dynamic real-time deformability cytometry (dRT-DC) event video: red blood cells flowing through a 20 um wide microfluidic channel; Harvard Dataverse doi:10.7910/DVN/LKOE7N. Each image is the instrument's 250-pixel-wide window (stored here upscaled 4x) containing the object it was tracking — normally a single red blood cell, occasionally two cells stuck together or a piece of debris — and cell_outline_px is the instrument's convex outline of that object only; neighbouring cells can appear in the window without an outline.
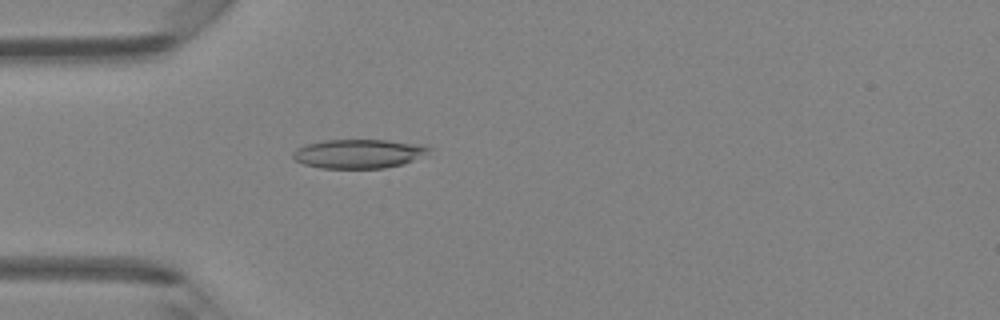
{"species": "Egyptian fruit bat (a non-hibernating species)", "species_latin": "Rousettus aegyptiacus", "temperature_condition": "room temperature", "stored_images_in_passage": 44, "camera_frame_rate_fps": 3000, "um_per_image_px": 0.085, "animal": {"sex": "female"}, "frame": {"image": 1, "passage_image": 11, "time_ms": 3.333, "image_size_px": [1000, 320], "cell_outline_px": [[432, 148], [412, 160], [404, 164], [384, 168], [320, 168], [304, 164], [296, 160], [292, 156], [292, 152], [296, 148], [304, 144], [324, 140], [388, 140], [424, 144]], "centroid_in_image_um": [30.44, 13.05], "position_along_channel_um": 54.6, "area_um2": 23.0}}
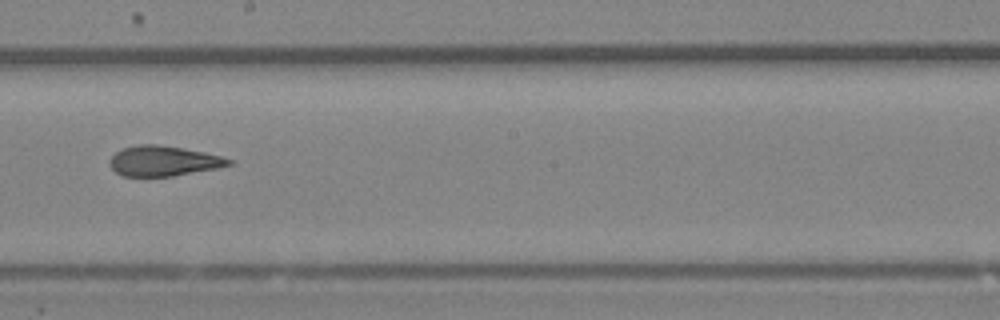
{"frame": {"image": 2, "passage_image": 24, "time_ms": 7.667, "image_size_px": [1000, 320], "cell_outline_px": [[232, 164], [216, 168], [172, 176], [124, 176], [116, 172], [108, 164], [108, 160], [120, 148], [140, 144], [156, 144], [184, 148], [204, 152], [220, 156], [232, 160]], "centroid_in_image_um": [13.84, 13.67], "position_along_channel_um": 234.4, "area_um2": 20.87}}
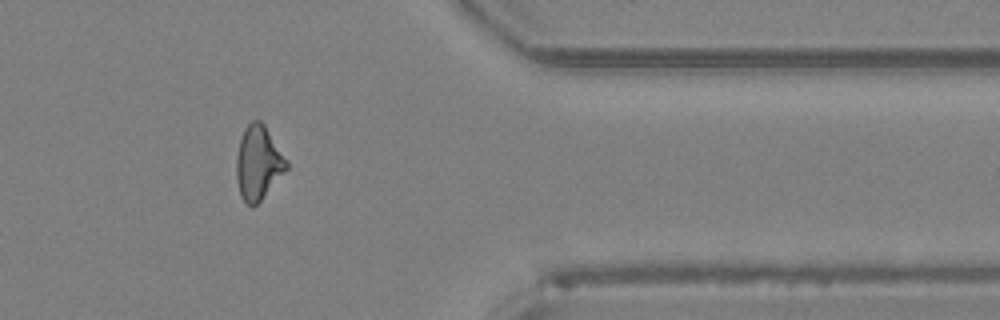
{"frame": {"image": 3, "passage_image": 36, "time_ms": 11.667, "image_size_px": [1000, 320], "cell_outline_px": [[288, 168], [260, 200], [252, 208], [240, 196], [236, 180], [236, 156], [240, 140], [244, 128], [252, 120], [260, 120], [264, 124], [288, 160]], "centroid_in_image_um": [21.94, 13.83], "position_along_channel_um": 389.5, "area_um2": 21.56}, "authors_computed_cell_mechanics": {"area_um2": 21.6172, "velocity_mm_per_s": 4.3196, "shape_relaxation_time_tau1_ms": 5.4565, "shape_relaxation_time_tau2_ms": 2.6636, "deformation_change_tau1": 0.172, "deformation_change_tau2": 0.1058}}